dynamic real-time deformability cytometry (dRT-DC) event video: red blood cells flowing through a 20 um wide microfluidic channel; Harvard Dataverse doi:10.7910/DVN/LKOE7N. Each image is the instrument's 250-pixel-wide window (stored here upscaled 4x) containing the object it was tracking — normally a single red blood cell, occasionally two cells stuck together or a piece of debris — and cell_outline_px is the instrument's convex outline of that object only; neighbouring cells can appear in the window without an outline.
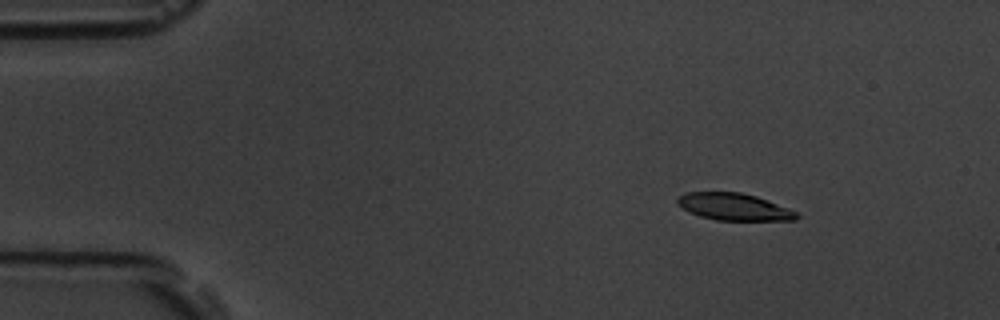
{"species": "common noctule bat (a hibernating species)", "species_latin": "Nyctalus noctula", "temperature_condition": "room temperature", "stored_images_in_passage": 6, "camera_frame_rate_fps": 3000, "um_per_image_px": 0.085, "animal": {"sex": "male", "body_mass_g": 19.5, "forearm_length_mm": 54.6}, "frame": {"image": 1, "passage_image": 2, "time_ms": 2.0, "image_size_px": [1000, 320], "cell_outline_px": [[800, 216], [796, 220], [716, 220], [700, 216], [688, 212], [676, 204], [676, 200], [680, 196], [688, 192], [740, 192], [756, 196], [788, 208], [796, 212]], "centroid_in_image_um": [62.37, 17.58], "position_along_channel_um": 22.6, "area_um2": 18.73}}
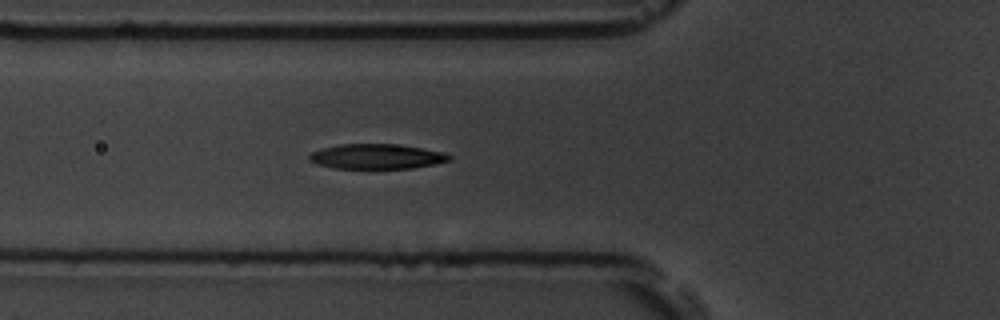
{"frame": {"image": 2, "passage_image": 6, "time_ms": 6.333, "image_size_px": [1000, 320], "cell_outline_px": [[452, 160], [436, 164], [412, 168], [336, 168], [316, 164], [308, 160], [308, 156], [312, 152], [324, 148], [340, 144], [392, 144], [420, 148], [444, 152], [452, 156]], "centroid_in_image_um": [32.03, 13.3], "position_along_channel_um": 93.8, "area_um2": 20.23}}